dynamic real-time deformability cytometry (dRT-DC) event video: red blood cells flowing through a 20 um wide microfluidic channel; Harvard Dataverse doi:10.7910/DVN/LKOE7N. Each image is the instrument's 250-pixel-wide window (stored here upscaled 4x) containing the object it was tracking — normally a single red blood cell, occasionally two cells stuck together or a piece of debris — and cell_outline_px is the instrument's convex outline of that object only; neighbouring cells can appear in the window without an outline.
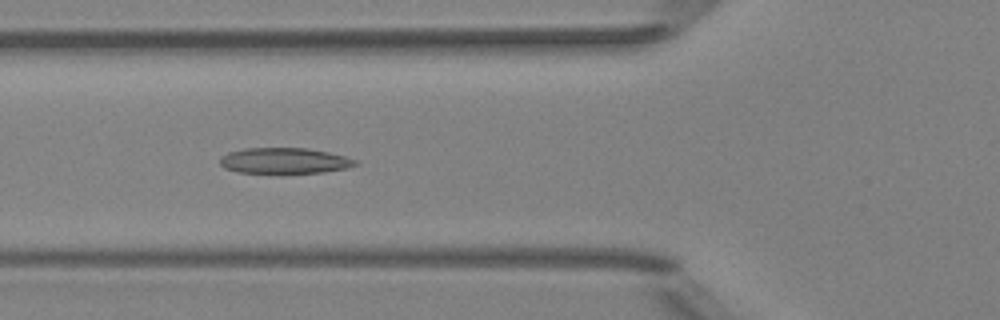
{"species": "Egyptian fruit bat (a non-hibernating species)", "species_latin": "Rousettus aegyptiacus", "temperature_condition": "room temperature", "stored_images_in_passage": 7, "camera_frame_rate_fps": 3000, "um_per_image_px": 0.085, "animal": {"sex": "female"}, "frame": {"image": 1, "passage_image": 6, "time_ms": 5.667, "image_size_px": [1000, 320], "cell_outline_px": [[360, 164], [348, 168], [324, 172], [236, 172], [224, 168], [220, 164], [220, 156], [228, 152], [244, 148], [308, 148], [328, 152], [360, 160]], "centroid_in_image_um": [24.21, 13.65], "position_along_channel_um": 101.6, "area_um2": 20.35}}
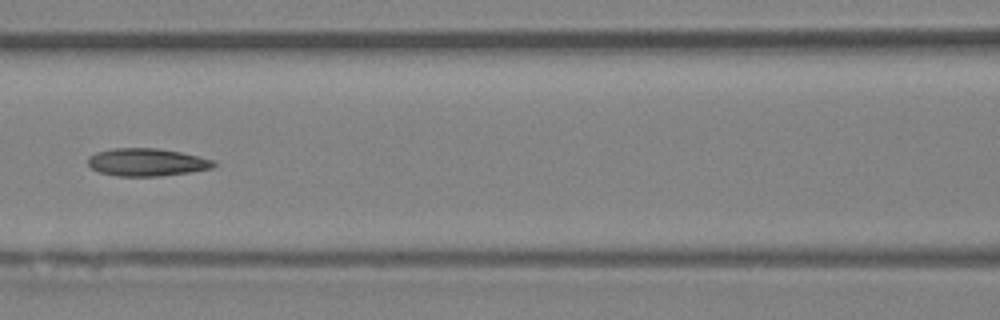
{"frame": {"image": 2, "passage_image": 7, "time_ms": 7.0, "image_size_px": [1000, 320], "cell_outline_px": [[216, 164], [212, 168], [188, 172], [160, 176], [116, 176], [100, 172], [92, 168], [88, 164], [88, 156], [96, 152], [112, 148], [156, 148], [180, 152], [212, 160]], "centroid_in_image_um": [12.42, 13.78], "position_along_channel_um": 154.2, "area_um2": 20.11}}